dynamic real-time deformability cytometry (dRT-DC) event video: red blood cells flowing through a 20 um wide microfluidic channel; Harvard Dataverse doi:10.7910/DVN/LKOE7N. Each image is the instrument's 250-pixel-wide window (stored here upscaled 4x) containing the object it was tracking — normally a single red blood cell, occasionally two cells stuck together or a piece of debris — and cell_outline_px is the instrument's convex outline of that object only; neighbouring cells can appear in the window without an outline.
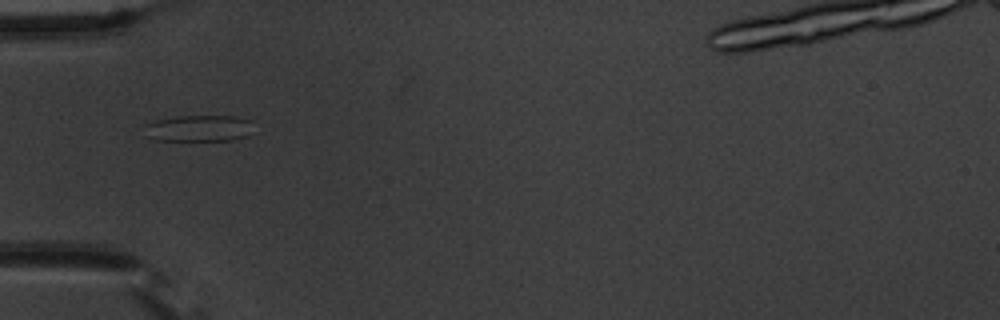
{"species": "common noctule bat (a hibernating species)", "species_latin": "Nyctalus noctula", "temperature_condition": "warm", "stored_images_in_passage": 6, "camera_frame_rate_fps": 3000, "um_per_image_px": 0.085, "animal": {"sex": "male", "body_mass_g": 20.1, "forearm_length_mm": 53.5}, "frame": {"image": 1, "passage_image": 6, "time_ms": 5.667, "image_size_px": [1000, 320], "cell_outline_px": [[252, 120], [248, 136], [232, 140], [152, 140], [144, 136], [144, 124], [156, 120], [176, 116], [236, 116]], "centroid_in_image_um": [16.84, 10.9], "position_along_channel_um": 68.2, "area_um2": 16.99}}